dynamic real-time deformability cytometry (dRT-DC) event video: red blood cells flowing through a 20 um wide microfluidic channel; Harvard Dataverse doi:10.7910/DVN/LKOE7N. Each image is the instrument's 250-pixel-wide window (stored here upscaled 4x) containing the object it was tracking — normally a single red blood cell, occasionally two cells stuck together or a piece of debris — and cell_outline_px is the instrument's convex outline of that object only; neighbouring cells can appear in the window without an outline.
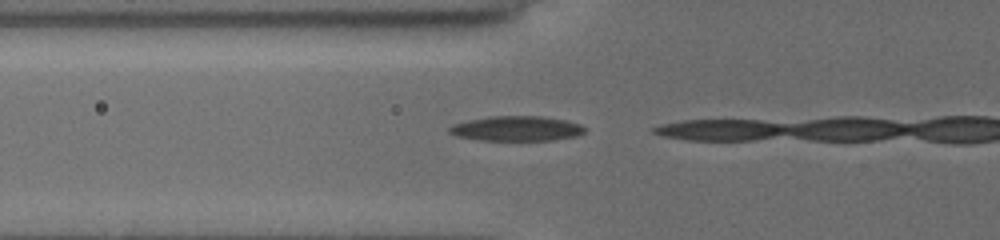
{"species": "common noctule bat (a hibernating species)", "species_latin": "Nyctalus noctula", "temperature_condition": "cold", "stored_images_in_passage": 3, "camera_frame_rate_fps": 3000, "um_per_image_px": 0.085, "animal": {"sex": "female", "body_mass_g": 19.5, "forearm_length_mm": 54.1}, "frame": {"image": 1, "passage_image": 2, "time_ms": 0.333, "image_size_px": [1000, 240], "cell_outline_px": [[588, 128], [584, 132], [576, 136], [552, 140], [480, 140], [456, 136], [448, 132], [448, 128], [452, 124], [468, 120], [492, 116], [540, 116], [564, 120], [580, 124]], "centroid_in_image_um": [43.89, 10.92], "position_along_channel_um": 81.9, "area_um2": 19.65}}